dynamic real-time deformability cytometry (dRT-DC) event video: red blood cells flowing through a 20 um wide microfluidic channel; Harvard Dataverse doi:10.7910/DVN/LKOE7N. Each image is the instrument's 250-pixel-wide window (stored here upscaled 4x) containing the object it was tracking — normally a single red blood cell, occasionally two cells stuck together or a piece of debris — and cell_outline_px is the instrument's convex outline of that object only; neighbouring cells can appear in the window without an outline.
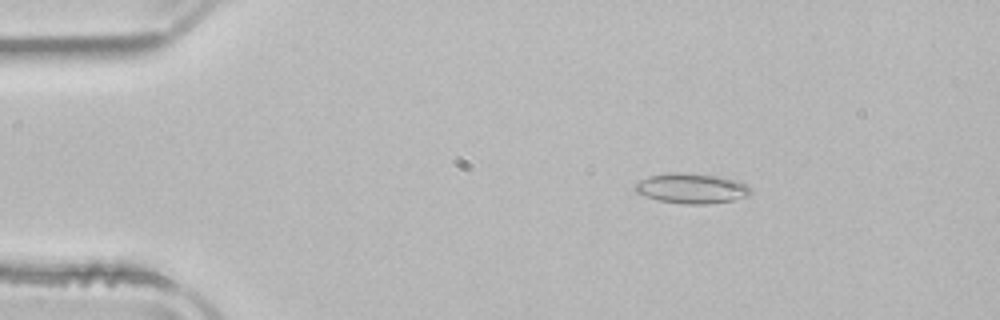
{"species": "common noctule bat (a hibernating species)", "species_latin": "Nyctalus noctula", "temperature_condition": "room temperature", "stored_images_in_passage": 52, "camera_frame_rate_fps": 3000, "um_per_image_px": 0.085, "animal": {"sex": "male", "body_mass_g": 21.5, "forearm_length_mm": 52.0}, "frame": {"image": 1, "passage_image": 9, "time_ms": 2.667, "image_size_px": [1000, 320], "cell_outline_px": [[752, 192], [748, 196], [732, 200], [708, 204], [684, 204], [660, 200], [644, 196], [636, 192], [632, 188], [640, 180], [648, 176], [668, 172], [676, 172], [724, 176], [736, 180], [744, 184]], "centroid_in_image_um": [58.75, 16.0], "position_along_channel_um": 26.2, "area_um2": 20.35}}
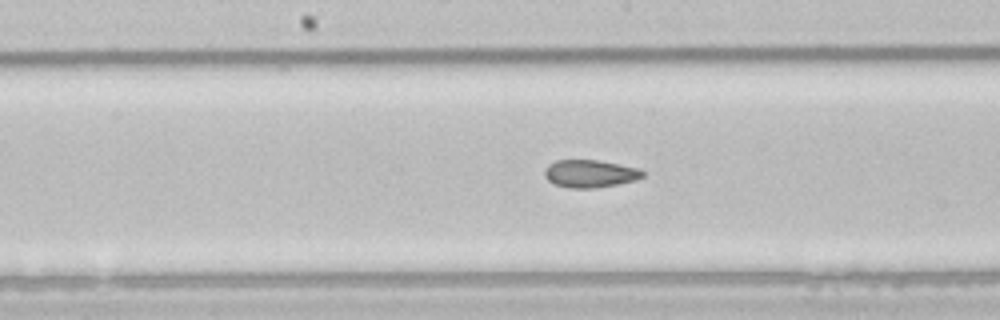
{"frame": {"image": 2, "passage_image": 27, "time_ms": 8.667, "image_size_px": [1000, 320], "cell_outline_px": [[644, 176], [636, 180], [596, 188], [568, 188], [556, 184], [548, 180], [544, 176], [544, 172], [548, 164], [556, 160], [600, 160], [640, 168], [644, 172]], "centroid_in_image_um": [50.16, 14.75], "position_along_channel_um": 198.0, "area_um2": 15.9}}
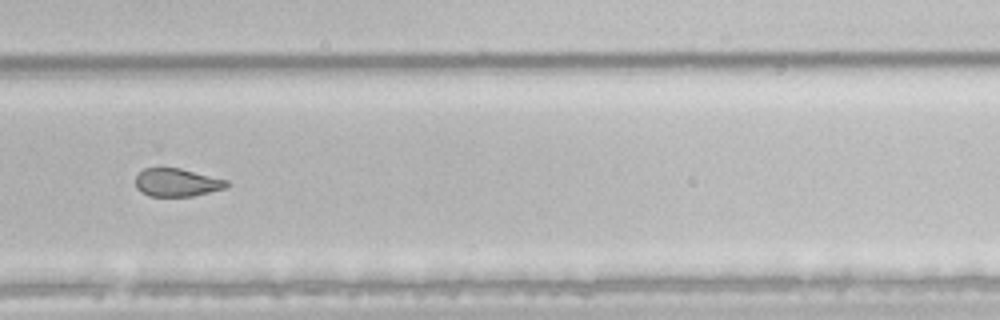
{"frame": {"image": 3, "passage_image": 36, "time_ms": 11.667, "image_size_px": [1000, 320], "cell_outline_px": [[228, 184], [224, 188], [192, 196], [148, 196], [140, 192], [136, 188], [136, 176], [144, 168], [180, 168], [228, 180]], "centroid_in_image_um": [15.0, 15.51], "position_along_channel_um": 314.8, "area_um2": 14.8}, "authors_computed_cell_mechanics": {"area_um2": 17.9758, "velocity_mm_per_s": 3.9177, "shape_relaxation_time_tau1_ms": null, "shape_relaxation_time_tau2_ms": 2.2248, "deformation_change_tau1": null, "deformation_change_tau2": 0.0742}}